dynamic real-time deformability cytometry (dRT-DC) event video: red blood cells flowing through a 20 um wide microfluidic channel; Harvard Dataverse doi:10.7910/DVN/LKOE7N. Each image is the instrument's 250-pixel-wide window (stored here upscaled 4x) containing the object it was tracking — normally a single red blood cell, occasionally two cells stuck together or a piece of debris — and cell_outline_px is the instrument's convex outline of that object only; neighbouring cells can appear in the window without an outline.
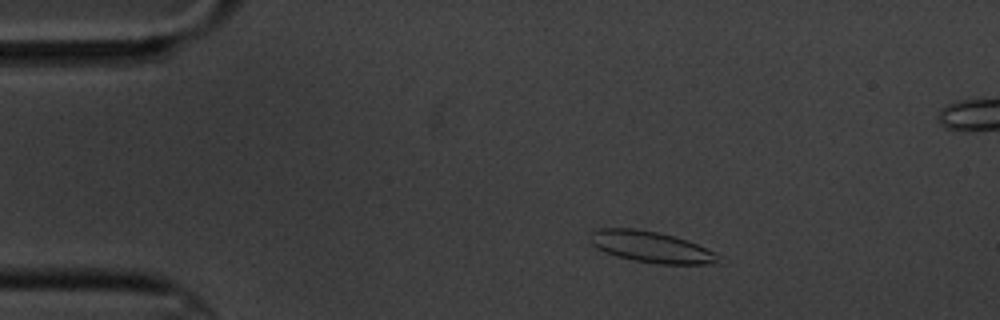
{"species": "common noctule bat (a hibernating species)", "species_latin": "Nyctalus noctula", "temperature_condition": "cold", "stored_images_in_passage": 6, "camera_frame_rate_fps": 3000, "um_per_image_px": 0.085, "animal": {"sex": "male", "body_mass_g": 20.1, "forearm_length_mm": 53.5}, "frame": {"image": 1, "passage_image": 3, "time_ms": 2.333, "image_size_px": [1000, 320], "cell_outline_px": [[724, 264], [660, 264], [632, 260], [616, 256], [604, 252], [596, 248], [588, 240], [588, 232], [600, 228], [636, 228], [656, 232], [688, 240], [716, 252], [724, 256]], "centroid_in_image_um": [55.4, 21.0], "position_along_channel_um": 29.6, "area_um2": 23.99}}